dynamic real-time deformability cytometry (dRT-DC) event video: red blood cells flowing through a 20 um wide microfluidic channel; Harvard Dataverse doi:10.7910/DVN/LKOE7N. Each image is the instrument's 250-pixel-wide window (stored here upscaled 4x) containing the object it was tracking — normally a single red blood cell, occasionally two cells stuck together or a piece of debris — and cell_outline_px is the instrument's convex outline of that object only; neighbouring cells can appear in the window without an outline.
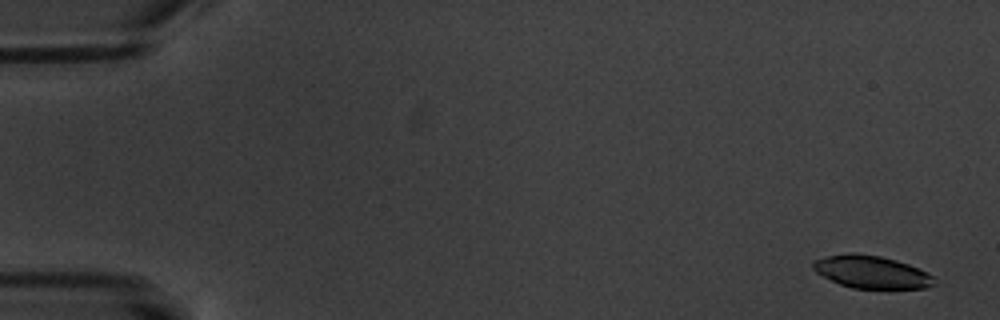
{"species": "common noctule bat (a hibernating species)", "species_latin": "Nyctalus noctula", "temperature_condition": "warm", "stored_images_in_passage": 5, "camera_frame_rate_fps": 3000, "um_per_image_px": 0.085, "animal": {"sex": "male", "body_mass_g": 20.1, "forearm_length_mm": 53.5}, "frame": {"image": 1, "passage_image": 1, "time_ms": 0.0, "image_size_px": [1000, 320], "cell_outline_px": [[936, 284], [924, 288], [852, 288], [840, 284], [816, 272], [812, 268], [812, 260], [824, 256], [852, 252], [880, 256], [896, 260], [908, 264], [932, 276]], "centroid_in_image_um": [74.02, 23.1], "position_along_channel_um": 11.0, "area_um2": 22.83}}
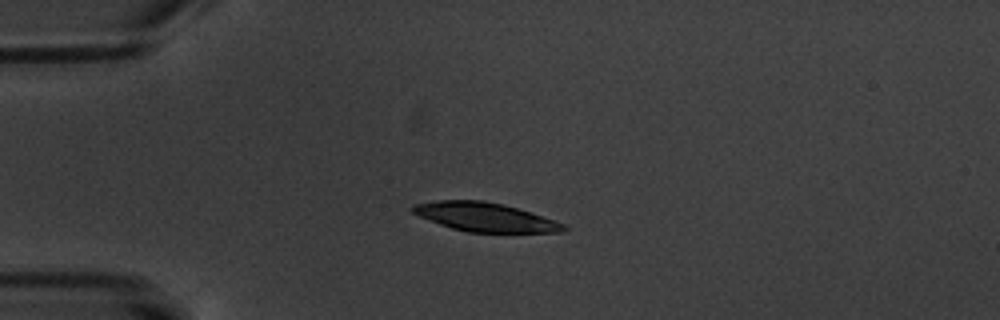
{"frame": {"image": 2, "passage_image": 4, "time_ms": 4.333, "image_size_px": [1000, 320], "cell_outline_px": [[568, 228], [564, 232], [468, 232], [452, 228], [440, 224], [420, 216], [412, 212], [408, 208], [412, 204], [440, 200], [484, 200], [504, 204], [556, 220], [564, 224]], "centroid_in_image_um": [41.23, 18.44], "position_along_channel_um": 43.8, "area_um2": 25.37}}